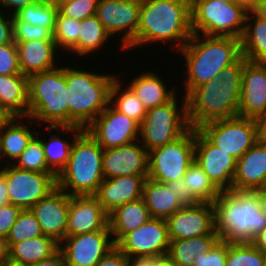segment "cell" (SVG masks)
Returning <instances> with one entry per match:
<instances>
[{
    "label": "cell",
    "instance_id": "a7ac6f4b",
    "mask_svg": "<svg viewBox=\"0 0 266 266\" xmlns=\"http://www.w3.org/2000/svg\"><path fill=\"white\" fill-rule=\"evenodd\" d=\"M2 163V161H1V158H0V164ZM3 167H4V165L3 164H1L0 165V171L3 169Z\"/></svg>",
    "mask_w": 266,
    "mask_h": 266
},
{
    "label": "cell",
    "instance_id": "7a4b0ae2",
    "mask_svg": "<svg viewBox=\"0 0 266 266\" xmlns=\"http://www.w3.org/2000/svg\"><path fill=\"white\" fill-rule=\"evenodd\" d=\"M241 56L207 83L196 87L187 98L190 128L238 116L244 61Z\"/></svg>",
    "mask_w": 266,
    "mask_h": 266
},
{
    "label": "cell",
    "instance_id": "03108f58",
    "mask_svg": "<svg viewBox=\"0 0 266 266\" xmlns=\"http://www.w3.org/2000/svg\"><path fill=\"white\" fill-rule=\"evenodd\" d=\"M51 3H54L58 8L68 2H71L73 0H49Z\"/></svg>",
    "mask_w": 266,
    "mask_h": 266
},
{
    "label": "cell",
    "instance_id": "6f0895ef",
    "mask_svg": "<svg viewBox=\"0 0 266 266\" xmlns=\"http://www.w3.org/2000/svg\"><path fill=\"white\" fill-rule=\"evenodd\" d=\"M256 121L258 125V139L259 141L266 142V112Z\"/></svg>",
    "mask_w": 266,
    "mask_h": 266
},
{
    "label": "cell",
    "instance_id": "ac0fdd59",
    "mask_svg": "<svg viewBox=\"0 0 266 266\" xmlns=\"http://www.w3.org/2000/svg\"><path fill=\"white\" fill-rule=\"evenodd\" d=\"M170 241L217 233L213 203L184 205L166 219Z\"/></svg>",
    "mask_w": 266,
    "mask_h": 266
},
{
    "label": "cell",
    "instance_id": "44dd1931",
    "mask_svg": "<svg viewBox=\"0 0 266 266\" xmlns=\"http://www.w3.org/2000/svg\"><path fill=\"white\" fill-rule=\"evenodd\" d=\"M104 179L148 175V150L139 140L116 148L103 150Z\"/></svg>",
    "mask_w": 266,
    "mask_h": 266
},
{
    "label": "cell",
    "instance_id": "f35d334b",
    "mask_svg": "<svg viewBox=\"0 0 266 266\" xmlns=\"http://www.w3.org/2000/svg\"><path fill=\"white\" fill-rule=\"evenodd\" d=\"M81 21L68 18L59 11L56 15L55 29L53 39L58 50L64 51L62 55L67 54L78 42ZM65 53V54H63Z\"/></svg>",
    "mask_w": 266,
    "mask_h": 266
},
{
    "label": "cell",
    "instance_id": "11a10c76",
    "mask_svg": "<svg viewBox=\"0 0 266 266\" xmlns=\"http://www.w3.org/2000/svg\"><path fill=\"white\" fill-rule=\"evenodd\" d=\"M9 196L7 191L6 177L4 175V167L0 171V207L9 204Z\"/></svg>",
    "mask_w": 266,
    "mask_h": 266
},
{
    "label": "cell",
    "instance_id": "ba28073f",
    "mask_svg": "<svg viewBox=\"0 0 266 266\" xmlns=\"http://www.w3.org/2000/svg\"><path fill=\"white\" fill-rule=\"evenodd\" d=\"M178 94L167 103L147 110L140 124L139 141L148 152L175 141L190 129L187 98L180 93L179 101Z\"/></svg>",
    "mask_w": 266,
    "mask_h": 266
},
{
    "label": "cell",
    "instance_id": "2e32d148",
    "mask_svg": "<svg viewBox=\"0 0 266 266\" xmlns=\"http://www.w3.org/2000/svg\"><path fill=\"white\" fill-rule=\"evenodd\" d=\"M115 246L107 225L103 230L67 236L60 250L66 266H96Z\"/></svg>",
    "mask_w": 266,
    "mask_h": 266
},
{
    "label": "cell",
    "instance_id": "ffe728a7",
    "mask_svg": "<svg viewBox=\"0 0 266 266\" xmlns=\"http://www.w3.org/2000/svg\"><path fill=\"white\" fill-rule=\"evenodd\" d=\"M266 112V62L244 61L238 116L257 120Z\"/></svg>",
    "mask_w": 266,
    "mask_h": 266
},
{
    "label": "cell",
    "instance_id": "4fadbf2b",
    "mask_svg": "<svg viewBox=\"0 0 266 266\" xmlns=\"http://www.w3.org/2000/svg\"><path fill=\"white\" fill-rule=\"evenodd\" d=\"M141 0H99L96 16L106 31L115 37L121 35V50H124L135 40Z\"/></svg>",
    "mask_w": 266,
    "mask_h": 266
},
{
    "label": "cell",
    "instance_id": "30bf717a",
    "mask_svg": "<svg viewBox=\"0 0 266 266\" xmlns=\"http://www.w3.org/2000/svg\"><path fill=\"white\" fill-rule=\"evenodd\" d=\"M195 157V129L148 152V178L166 183L181 179Z\"/></svg>",
    "mask_w": 266,
    "mask_h": 266
},
{
    "label": "cell",
    "instance_id": "9a60e30c",
    "mask_svg": "<svg viewBox=\"0 0 266 266\" xmlns=\"http://www.w3.org/2000/svg\"><path fill=\"white\" fill-rule=\"evenodd\" d=\"M169 244L166 219L151 218L144 225L127 233L116 246L133 259L167 255Z\"/></svg>",
    "mask_w": 266,
    "mask_h": 266
},
{
    "label": "cell",
    "instance_id": "e575fe53",
    "mask_svg": "<svg viewBox=\"0 0 266 266\" xmlns=\"http://www.w3.org/2000/svg\"><path fill=\"white\" fill-rule=\"evenodd\" d=\"M111 39V35L96 15L84 18L81 21L78 42L69 53L79 58H87L94 52H100L99 50Z\"/></svg>",
    "mask_w": 266,
    "mask_h": 266
},
{
    "label": "cell",
    "instance_id": "b9f144b4",
    "mask_svg": "<svg viewBox=\"0 0 266 266\" xmlns=\"http://www.w3.org/2000/svg\"><path fill=\"white\" fill-rule=\"evenodd\" d=\"M266 256L252 243H228L226 266H265Z\"/></svg>",
    "mask_w": 266,
    "mask_h": 266
},
{
    "label": "cell",
    "instance_id": "681fc988",
    "mask_svg": "<svg viewBox=\"0 0 266 266\" xmlns=\"http://www.w3.org/2000/svg\"><path fill=\"white\" fill-rule=\"evenodd\" d=\"M96 266H131V259L115 246Z\"/></svg>",
    "mask_w": 266,
    "mask_h": 266
},
{
    "label": "cell",
    "instance_id": "74e56055",
    "mask_svg": "<svg viewBox=\"0 0 266 266\" xmlns=\"http://www.w3.org/2000/svg\"><path fill=\"white\" fill-rule=\"evenodd\" d=\"M57 12L58 7L54 3L49 0H40L20 9L15 15L31 25L49 28L54 32Z\"/></svg>",
    "mask_w": 266,
    "mask_h": 266
},
{
    "label": "cell",
    "instance_id": "f546056e",
    "mask_svg": "<svg viewBox=\"0 0 266 266\" xmlns=\"http://www.w3.org/2000/svg\"><path fill=\"white\" fill-rule=\"evenodd\" d=\"M0 108L10 117L28 116V77L0 75Z\"/></svg>",
    "mask_w": 266,
    "mask_h": 266
},
{
    "label": "cell",
    "instance_id": "60d3db41",
    "mask_svg": "<svg viewBox=\"0 0 266 266\" xmlns=\"http://www.w3.org/2000/svg\"><path fill=\"white\" fill-rule=\"evenodd\" d=\"M41 226L35 215L30 209H24L19 214L17 221L11 227L10 233L6 238V244L9 248L12 244L25 241L27 239L42 236Z\"/></svg>",
    "mask_w": 266,
    "mask_h": 266
},
{
    "label": "cell",
    "instance_id": "f1b7e54d",
    "mask_svg": "<svg viewBox=\"0 0 266 266\" xmlns=\"http://www.w3.org/2000/svg\"><path fill=\"white\" fill-rule=\"evenodd\" d=\"M46 131H58L55 134L49 135L47 140L41 138V143L44 150L45 160L48 167L58 175L60 171L65 167L69 160L70 151L74 139L84 130L79 126H44ZM62 131V132H60ZM69 134V138H62L60 135ZM59 132L61 134H59ZM59 134V135H58ZM70 135L72 137L70 138ZM71 139V141H70Z\"/></svg>",
    "mask_w": 266,
    "mask_h": 266
},
{
    "label": "cell",
    "instance_id": "94428289",
    "mask_svg": "<svg viewBox=\"0 0 266 266\" xmlns=\"http://www.w3.org/2000/svg\"><path fill=\"white\" fill-rule=\"evenodd\" d=\"M8 257V247L6 244V238L0 236V263Z\"/></svg>",
    "mask_w": 266,
    "mask_h": 266
},
{
    "label": "cell",
    "instance_id": "d6986e66",
    "mask_svg": "<svg viewBox=\"0 0 266 266\" xmlns=\"http://www.w3.org/2000/svg\"><path fill=\"white\" fill-rule=\"evenodd\" d=\"M70 196L56 187L30 211L38 220L43 235L61 243L67 237Z\"/></svg>",
    "mask_w": 266,
    "mask_h": 266
},
{
    "label": "cell",
    "instance_id": "003e7915",
    "mask_svg": "<svg viewBox=\"0 0 266 266\" xmlns=\"http://www.w3.org/2000/svg\"><path fill=\"white\" fill-rule=\"evenodd\" d=\"M221 2H224V3H236L235 0H219Z\"/></svg>",
    "mask_w": 266,
    "mask_h": 266
},
{
    "label": "cell",
    "instance_id": "be15d7a7",
    "mask_svg": "<svg viewBox=\"0 0 266 266\" xmlns=\"http://www.w3.org/2000/svg\"><path fill=\"white\" fill-rule=\"evenodd\" d=\"M0 266H29V265H25L21 262L12 260L11 258L7 257L0 263Z\"/></svg>",
    "mask_w": 266,
    "mask_h": 266
},
{
    "label": "cell",
    "instance_id": "c3c4849f",
    "mask_svg": "<svg viewBox=\"0 0 266 266\" xmlns=\"http://www.w3.org/2000/svg\"><path fill=\"white\" fill-rule=\"evenodd\" d=\"M167 187L177 195L183 205H194L200 203L187 188L183 178L175 179L165 183Z\"/></svg>",
    "mask_w": 266,
    "mask_h": 266
},
{
    "label": "cell",
    "instance_id": "5b68a950",
    "mask_svg": "<svg viewBox=\"0 0 266 266\" xmlns=\"http://www.w3.org/2000/svg\"><path fill=\"white\" fill-rule=\"evenodd\" d=\"M72 66L65 65L69 126L85 129L110 104V89L118 75Z\"/></svg>",
    "mask_w": 266,
    "mask_h": 266
},
{
    "label": "cell",
    "instance_id": "cb8c5ba5",
    "mask_svg": "<svg viewBox=\"0 0 266 266\" xmlns=\"http://www.w3.org/2000/svg\"><path fill=\"white\" fill-rule=\"evenodd\" d=\"M266 187V142L257 141L237 160L232 190L255 191Z\"/></svg>",
    "mask_w": 266,
    "mask_h": 266
},
{
    "label": "cell",
    "instance_id": "277c9868",
    "mask_svg": "<svg viewBox=\"0 0 266 266\" xmlns=\"http://www.w3.org/2000/svg\"><path fill=\"white\" fill-rule=\"evenodd\" d=\"M215 227L220 240L228 243H251L266 227L255 191H220L213 202Z\"/></svg>",
    "mask_w": 266,
    "mask_h": 266
},
{
    "label": "cell",
    "instance_id": "836d02e7",
    "mask_svg": "<svg viewBox=\"0 0 266 266\" xmlns=\"http://www.w3.org/2000/svg\"><path fill=\"white\" fill-rule=\"evenodd\" d=\"M60 244L45 235L14 243L8 248V257L25 265H33L55 254Z\"/></svg>",
    "mask_w": 266,
    "mask_h": 266
},
{
    "label": "cell",
    "instance_id": "7dc6e473",
    "mask_svg": "<svg viewBox=\"0 0 266 266\" xmlns=\"http://www.w3.org/2000/svg\"><path fill=\"white\" fill-rule=\"evenodd\" d=\"M22 208L14 204H7L0 207V236L7 238L10 233L11 227L17 221Z\"/></svg>",
    "mask_w": 266,
    "mask_h": 266
},
{
    "label": "cell",
    "instance_id": "83f0119b",
    "mask_svg": "<svg viewBox=\"0 0 266 266\" xmlns=\"http://www.w3.org/2000/svg\"><path fill=\"white\" fill-rule=\"evenodd\" d=\"M151 219L143 198L127 202L108 214V226L115 245L129 232Z\"/></svg>",
    "mask_w": 266,
    "mask_h": 266
},
{
    "label": "cell",
    "instance_id": "1f68e13d",
    "mask_svg": "<svg viewBox=\"0 0 266 266\" xmlns=\"http://www.w3.org/2000/svg\"><path fill=\"white\" fill-rule=\"evenodd\" d=\"M220 240L218 233L170 241L167 256L176 266H195L199 254L209 252Z\"/></svg>",
    "mask_w": 266,
    "mask_h": 266
},
{
    "label": "cell",
    "instance_id": "ee69618b",
    "mask_svg": "<svg viewBox=\"0 0 266 266\" xmlns=\"http://www.w3.org/2000/svg\"><path fill=\"white\" fill-rule=\"evenodd\" d=\"M99 0H73L58 8V11L68 17L78 21L96 15Z\"/></svg>",
    "mask_w": 266,
    "mask_h": 266
},
{
    "label": "cell",
    "instance_id": "4dcf8cb0",
    "mask_svg": "<svg viewBox=\"0 0 266 266\" xmlns=\"http://www.w3.org/2000/svg\"><path fill=\"white\" fill-rule=\"evenodd\" d=\"M142 198L151 218L167 219L184 205L165 183L147 177Z\"/></svg>",
    "mask_w": 266,
    "mask_h": 266
},
{
    "label": "cell",
    "instance_id": "6125c7cd",
    "mask_svg": "<svg viewBox=\"0 0 266 266\" xmlns=\"http://www.w3.org/2000/svg\"><path fill=\"white\" fill-rule=\"evenodd\" d=\"M237 4L242 5L247 11H252L258 0H235Z\"/></svg>",
    "mask_w": 266,
    "mask_h": 266
},
{
    "label": "cell",
    "instance_id": "e7e4bbea",
    "mask_svg": "<svg viewBox=\"0 0 266 266\" xmlns=\"http://www.w3.org/2000/svg\"><path fill=\"white\" fill-rule=\"evenodd\" d=\"M8 116L1 108H0V129L3 123L9 118Z\"/></svg>",
    "mask_w": 266,
    "mask_h": 266
},
{
    "label": "cell",
    "instance_id": "f5cc1de1",
    "mask_svg": "<svg viewBox=\"0 0 266 266\" xmlns=\"http://www.w3.org/2000/svg\"><path fill=\"white\" fill-rule=\"evenodd\" d=\"M131 266H176L167 255L161 257L133 258Z\"/></svg>",
    "mask_w": 266,
    "mask_h": 266
},
{
    "label": "cell",
    "instance_id": "f6af8a7d",
    "mask_svg": "<svg viewBox=\"0 0 266 266\" xmlns=\"http://www.w3.org/2000/svg\"><path fill=\"white\" fill-rule=\"evenodd\" d=\"M21 74L15 42L0 45V75Z\"/></svg>",
    "mask_w": 266,
    "mask_h": 266
},
{
    "label": "cell",
    "instance_id": "680465c9",
    "mask_svg": "<svg viewBox=\"0 0 266 266\" xmlns=\"http://www.w3.org/2000/svg\"><path fill=\"white\" fill-rule=\"evenodd\" d=\"M252 12L260 19L266 21V0H258Z\"/></svg>",
    "mask_w": 266,
    "mask_h": 266
},
{
    "label": "cell",
    "instance_id": "8fae6325",
    "mask_svg": "<svg viewBox=\"0 0 266 266\" xmlns=\"http://www.w3.org/2000/svg\"><path fill=\"white\" fill-rule=\"evenodd\" d=\"M198 130L216 147L240 159L258 139L255 119L232 117L202 125Z\"/></svg>",
    "mask_w": 266,
    "mask_h": 266
},
{
    "label": "cell",
    "instance_id": "8992f818",
    "mask_svg": "<svg viewBox=\"0 0 266 266\" xmlns=\"http://www.w3.org/2000/svg\"><path fill=\"white\" fill-rule=\"evenodd\" d=\"M62 65L28 77L27 117L34 125L69 126L65 65Z\"/></svg>",
    "mask_w": 266,
    "mask_h": 266
},
{
    "label": "cell",
    "instance_id": "ab89813d",
    "mask_svg": "<svg viewBox=\"0 0 266 266\" xmlns=\"http://www.w3.org/2000/svg\"><path fill=\"white\" fill-rule=\"evenodd\" d=\"M39 133L41 132H37V134L32 138L27 148L21 153L13 165L29 171L54 173L46 163L44 150L41 143L42 133Z\"/></svg>",
    "mask_w": 266,
    "mask_h": 266
},
{
    "label": "cell",
    "instance_id": "d4e9b609",
    "mask_svg": "<svg viewBox=\"0 0 266 266\" xmlns=\"http://www.w3.org/2000/svg\"><path fill=\"white\" fill-rule=\"evenodd\" d=\"M19 67L27 77L58 67L59 50L54 40L17 42Z\"/></svg>",
    "mask_w": 266,
    "mask_h": 266
},
{
    "label": "cell",
    "instance_id": "3957f363",
    "mask_svg": "<svg viewBox=\"0 0 266 266\" xmlns=\"http://www.w3.org/2000/svg\"><path fill=\"white\" fill-rule=\"evenodd\" d=\"M179 53L184 58L182 62L185 61L182 72L186 73L180 84L187 97L196 87L212 81L242 56L241 39L193 33Z\"/></svg>",
    "mask_w": 266,
    "mask_h": 266
},
{
    "label": "cell",
    "instance_id": "816d5d0a",
    "mask_svg": "<svg viewBox=\"0 0 266 266\" xmlns=\"http://www.w3.org/2000/svg\"><path fill=\"white\" fill-rule=\"evenodd\" d=\"M38 1L40 0H0V12L13 15L16 14L20 9Z\"/></svg>",
    "mask_w": 266,
    "mask_h": 266
},
{
    "label": "cell",
    "instance_id": "7bdbcfd3",
    "mask_svg": "<svg viewBox=\"0 0 266 266\" xmlns=\"http://www.w3.org/2000/svg\"><path fill=\"white\" fill-rule=\"evenodd\" d=\"M12 17L13 42H28L30 40H54L49 28L31 25L20 20L15 14Z\"/></svg>",
    "mask_w": 266,
    "mask_h": 266
},
{
    "label": "cell",
    "instance_id": "603a6c76",
    "mask_svg": "<svg viewBox=\"0 0 266 266\" xmlns=\"http://www.w3.org/2000/svg\"><path fill=\"white\" fill-rule=\"evenodd\" d=\"M148 175L104 179L94 194L107 214L123 204L142 198Z\"/></svg>",
    "mask_w": 266,
    "mask_h": 266
},
{
    "label": "cell",
    "instance_id": "9f6ffc18",
    "mask_svg": "<svg viewBox=\"0 0 266 266\" xmlns=\"http://www.w3.org/2000/svg\"><path fill=\"white\" fill-rule=\"evenodd\" d=\"M251 243L266 256V227L254 236Z\"/></svg>",
    "mask_w": 266,
    "mask_h": 266
},
{
    "label": "cell",
    "instance_id": "7402d4cb",
    "mask_svg": "<svg viewBox=\"0 0 266 266\" xmlns=\"http://www.w3.org/2000/svg\"><path fill=\"white\" fill-rule=\"evenodd\" d=\"M108 214L94 194L70 196L67 236L103 230Z\"/></svg>",
    "mask_w": 266,
    "mask_h": 266
},
{
    "label": "cell",
    "instance_id": "d590c367",
    "mask_svg": "<svg viewBox=\"0 0 266 266\" xmlns=\"http://www.w3.org/2000/svg\"><path fill=\"white\" fill-rule=\"evenodd\" d=\"M125 78L117 77L112 83L110 89V104L120 113L127 115L129 118L136 120L141 124L144 119L147 109L134 92L124 86Z\"/></svg>",
    "mask_w": 266,
    "mask_h": 266
},
{
    "label": "cell",
    "instance_id": "8d00e7d4",
    "mask_svg": "<svg viewBox=\"0 0 266 266\" xmlns=\"http://www.w3.org/2000/svg\"><path fill=\"white\" fill-rule=\"evenodd\" d=\"M183 180L200 203H213L220 193L195 160L188 167Z\"/></svg>",
    "mask_w": 266,
    "mask_h": 266
},
{
    "label": "cell",
    "instance_id": "91938a15",
    "mask_svg": "<svg viewBox=\"0 0 266 266\" xmlns=\"http://www.w3.org/2000/svg\"><path fill=\"white\" fill-rule=\"evenodd\" d=\"M255 192L258 195L261 212L266 217V187L257 189Z\"/></svg>",
    "mask_w": 266,
    "mask_h": 266
},
{
    "label": "cell",
    "instance_id": "f907efd6",
    "mask_svg": "<svg viewBox=\"0 0 266 266\" xmlns=\"http://www.w3.org/2000/svg\"><path fill=\"white\" fill-rule=\"evenodd\" d=\"M12 42V17L9 14L0 12V45H5Z\"/></svg>",
    "mask_w": 266,
    "mask_h": 266
},
{
    "label": "cell",
    "instance_id": "52a82bcc",
    "mask_svg": "<svg viewBox=\"0 0 266 266\" xmlns=\"http://www.w3.org/2000/svg\"><path fill=\"white\" fill-rule=\"evenodd\" d=\"M103 148L84 129L75 139L56 187L69 196L95 194L104 180Z\"/></svg>",
    "mask_w": 266,
    "mask_h": 266
},
{
    "label": "cell",
    "instance_id": "4316f807",
    "mask_svg": "<svg viewBox=\"0 0 266 266\" xmlns=\"http://www.w3.org/2000/svg\"><path fill=\"white\" fill-rule=\"evenodd\" d=\"M133 77L125 86L134 92L147 110L167 103L178 93L176 88L167 87L159 72L157 74L153 69L151 72L145 70L144 73Z\"/></svg>",
    "mask_w": 266,
    "mask_h": 266
},
{
    "label": "cell",
    "instance_id": "484cf974",
    "mask_svg": "<svg viewBox=\"0 0 266 266\" xmlns=\"http://www.w3.org/2000/svg\"><path fill=\"white\" fill-rule=\"evenodd\" d=\"M33 123L30 117L24 116L9 117L3 123L0 129V158L3 165L13 164L27 148L29 142L37 134L36 128L30 126H33Z\"/></svg>",
    "mask_w": 266,
    "mask_h": 266
},
{
    "label": "cell",
    "instance_id": "5bb4252c",
    "mask_svg": "<svg viewBox=\"0 0 266 266\" xmlns=\"http://www.w3.org/2000/svg\"><path fill=\"white\" fill-rule=\"evenodd\" d=\"M85 130L103 149H111L139 140L140 124L109 104Z\"/></svg>",
    "mask_w": 266,
    "mask_h": 266
},
{
    "label": "cell",
    "instance_id": "db71d44e",
    "mask_svg": "<svg viewBox=\"0 0 266 266\" xmlns=\"http://www.w3.org/2000/svg\"><path fill=\"white\" fill-rule=\"evenodd\" d=\"M31 266H66L65 259L63 256V253L59 249L55 254L52 256L43 259L36 264H33Z\"/></svg>",
    "mask_w": 266,
    "mask_h": 266
},
{
    "label": "cell",
    "instance_id": "bcb514c9",
    "mask_svg": "<svg viewBox=\"0 0 266 266\" xmlns=\"http://www.w3.org/2000/svg\"><path fill=\"white\" fill-rule=\"evenodd\" d=\"M228 242L219 240L207 253L199 254L195 266H226Z\"/></svg>",
    "mask_w": 266,
    "mask_h": 266
},
{
    "label": "cell",
    "instance_id": "7c38bea8",
    "mask_svg": "<svg viewBox=\"0 0 266 266\" xmlns=\"http://www.w3.org/2000/svg\"><path fill=\"white\" fill-rule=\"evenodd\" d=\"M4 175L10 203L23 210L30 209L56 188L55 173L29 171L7 164Z\"/></svg>",
    "mask_w": 266,
    "mask_h": 266
},
{
    "label": "cell",
    "instance_id": "9c48e42d",
    "mask_svg": "<svg viewBox=\"0 0 266 266\" xmlns=\"http://www.w3.org/2000/svg\"><path fill=\"white\" fill-rule=\"evenodd\" d=\"M192 33L241 39L248 11L237 3L190 0Z\"/></svg>",
    "mask_w": 266,
    "mask_h": 266
},
{
    "label": "cell",
    "instance_id": "6da1fadb",
    "mask_svg": "<svg viewBox=\"0 0 266 266\" xmlns=\"http://www.w3.org/2000/svg\"><path fill=\"white\" fill-rule=\"evenodd\" d=\"M192 34L190 0H141L137 35L125 51L164 42L179 52Z\"/></svg>",
    "mask_w": 266,
    "mask_h": 266
},
{
    "label": "cell",
    "instance_id": "e0dca14e",
    "mask_svg": "<svg viewBox=\"0 0 266 266\" xmlns=\"http://www.w3.org/2000/svg\"><path fill=\"white\" fill-rule=\"evenodd\" d=\"M194 160L219 191L232 190L237 159L213 145L198 129H195Z\"/></svg>",
    "mask_w": 266,
    "mask_h": 266
},
{
    "label": "cell",
    "instance_id": "d6a6232c",
    "mask_svg": "<svg viewBox=\"0 0 266 266\" xmlns=\"http://www.w3.org/2000/svg\"><path fill=\"white\" fill-rule=\"evenodd\" d=\"M241 53L247 61L266 62V21L252 11H248L246 16Z\"/></svg>",
    "mask_w": 266,
    "mask_h": 266
}]
</instances>
